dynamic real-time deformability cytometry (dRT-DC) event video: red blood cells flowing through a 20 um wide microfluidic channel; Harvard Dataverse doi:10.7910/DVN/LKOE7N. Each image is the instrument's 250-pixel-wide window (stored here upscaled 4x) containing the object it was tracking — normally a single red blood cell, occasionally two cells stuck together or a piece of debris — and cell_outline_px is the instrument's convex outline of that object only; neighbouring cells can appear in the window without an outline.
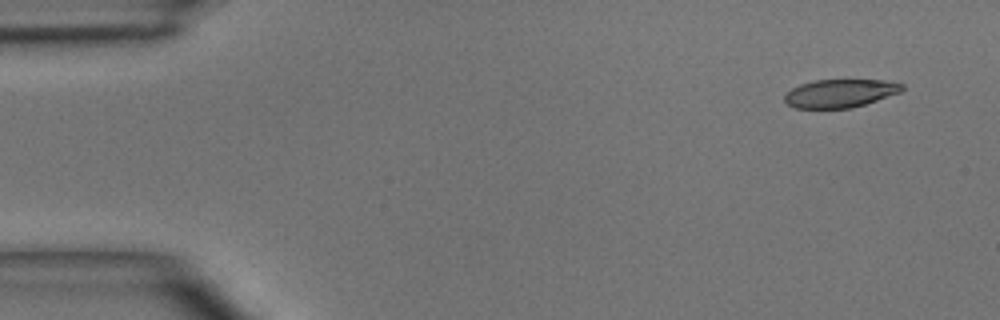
{"species": "common noctule bat (a hibernating species)", "species_latin": "Nyctalus noctula", "temperature_condition": "room temperature", "stored_images_in_passage": 5, "camera_frame_rate_fps": 3000, "um_per_image_px": 0.085, "animal": {"sex": "male", "body_mass_g": 15.6}, "frame": {"image": 1, "passage_image": 1, "time_ms": 0.0, "image_size_px": [1000, 320], "cell_outline_px": [[904, 88], [900, 92], [852, 108], [796, 108], [788, 104], [784, 100], [784, 96], [792, 88], [800, 84], [812, 80], [884, 80], [904, 84]], "centroid_in_image_um": [71.4, 7.92], "position_along_channel_um": 13.6, "area_um2": 19.19}}
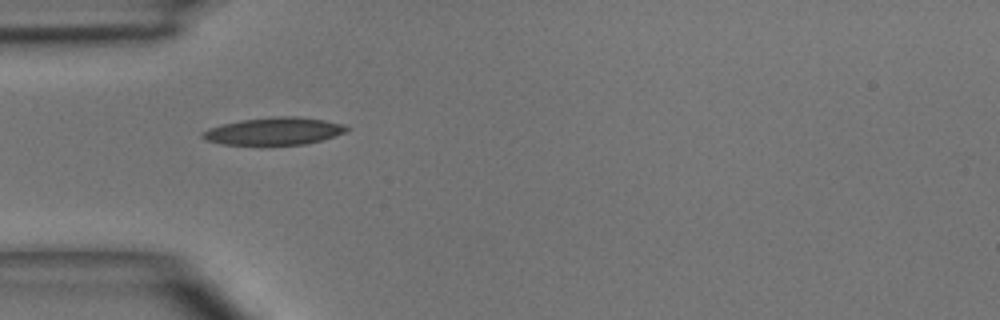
{"frame": {"image": 2, "passage_image": 4, "time_ms": 3.667, "image_size_px": [1000, 320], "cell_outline_px": [[348, 128], [344, 132], [320, 140], [304, 144], [260, 148], [224, 144], [204, 140], [200, 136], [200, 132], [208, 128], [240, 120], [276, 116], [296, 116], [324, 120], [340, 124]], "centroid_in_image_um": [23.16, 11.2], "position_along_channel_um": 61.8, "area_um2": 23.76}}